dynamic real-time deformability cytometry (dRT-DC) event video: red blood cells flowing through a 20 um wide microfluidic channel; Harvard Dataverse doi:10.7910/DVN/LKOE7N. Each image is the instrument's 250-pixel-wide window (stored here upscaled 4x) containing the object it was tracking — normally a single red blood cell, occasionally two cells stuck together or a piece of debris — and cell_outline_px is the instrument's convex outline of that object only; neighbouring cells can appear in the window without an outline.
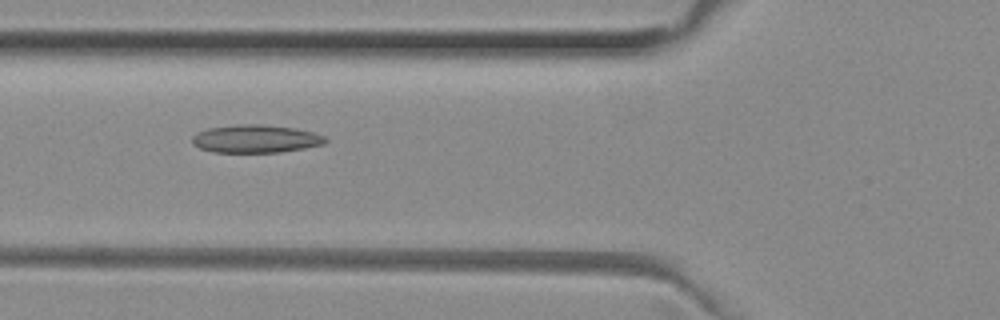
{"species": "common noctule bat (a hibernating species)", "species_latin": "Nyctalus noctula", "temperature_condition": "room temperature", "stored_images_in_passage": 51, "camera_frame_rate_fps": 3000, "um_per_image_px": 0.085, "animal": {"sex": "female", "body_mass_g": 29.2, "forearm_length_mm": 56.3}, "frame": {"image": 1, "passage_image": 19, "time_ms": 6.0, "image_size_px": [1000, 320], "cell_outline_px": [[328, 140], [324, 144], [304, 148], [280, 152], [212, 152], [200, 148], [192, 144], [192, 136], [196, 132], [208, 128], [236, 124], [260, 124], [296, 128], [312, 132], [324, 136]], "centroid_in_image_um": [21.7, 11.79], "position_along_channel_um": 104.1, "area_um2": 21.79}}
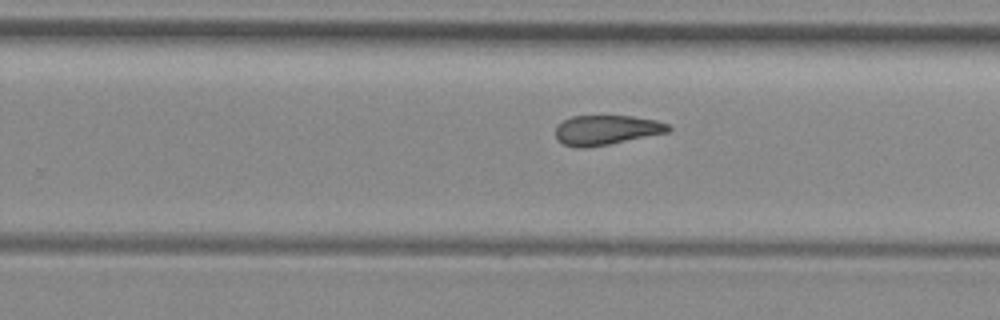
{"frame": {"image": 2, "passage_image": 32, "time_ms": 10.333, "image_size_px": [1000, 320], "cell_outline_px": [[672, 128], [668, 132], [608, 144], [584, 148], [576, 148], [564, 144], [556, 136], [556, 128], [564, 120], [572, 116], [632, 116], [656, 120], [668, 124]], "centroid_in_image_um": [51.56, 11.04], "position_along_channel_um": 278.2, "area_um2": 19.25}}
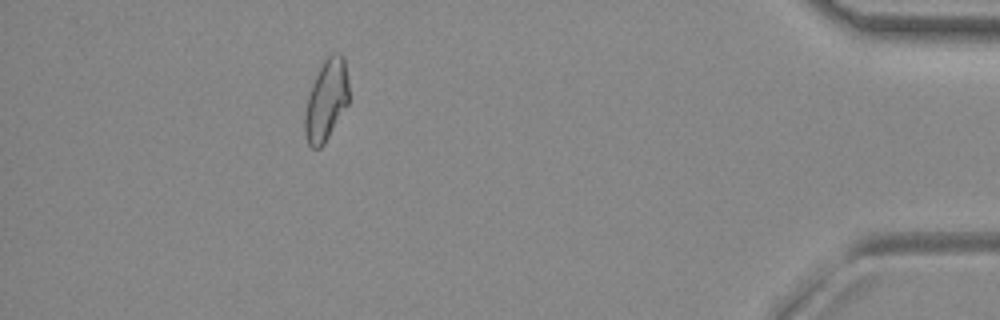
{"frame": {"image": 3, "passage_image": 46, "time_ms": 15.0, "image_size_px": [1000, 320], "cell_outline_px": [[348, 104], [324, 144], [320, 148], [312, 148], [308, 144], [304, 132], [304, 116], [308, 96], [316, 76], [324, 60], [332, 52], [340, 52], [344, 56], [348, 80]], "centroid_in_image_um": [27.74, 8.52], "position_along_channel_um": 407.5, "area_um2": 20.75}, "authors_computed_cell_mechanics": {"area_um2": 21.3282, "velocity_mm_per_s": 4.0307, "shape_relaxation_time_tau1_ms": null, "shape_relaxation_time_tau2_ms": 4.742, "deformation_change_tau1": null, "deformation_change_tau2": 0.1298}}